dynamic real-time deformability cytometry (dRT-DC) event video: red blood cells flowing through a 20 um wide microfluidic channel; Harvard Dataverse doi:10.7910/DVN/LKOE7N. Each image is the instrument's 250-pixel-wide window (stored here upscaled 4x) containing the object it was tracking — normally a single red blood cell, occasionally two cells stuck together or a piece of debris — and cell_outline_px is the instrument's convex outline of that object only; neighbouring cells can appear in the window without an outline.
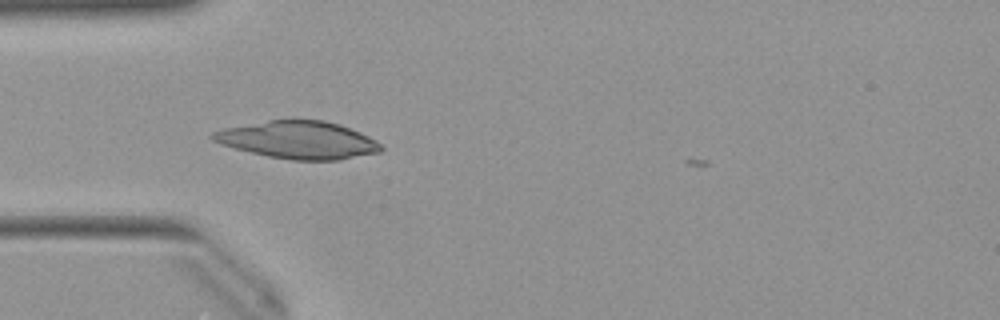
{"species": "Egyptian fruit bat (a non-hibernating species)", "species_latin": "Rousettus aegyptiacus", "temperature_condition": "warm", "stored_images_in_passage": 21, "camera_frame_rate_fps": 3000, "um_per_image_px": 0.085, "animal": {"sex": "female"}, "frame": {"image": 1, "passage_image": 2, "time_ms": 0.333, "image_size_px": [1000, 320], "cell_outline_px": [[384, 148], [380, 152], [340, 160], [292, 160], [268, 156], [220, 144], [212, 140], [208, 136], [212, 132], [224, 128], [268, 120], [324, 120], [340, 124], [360, 132], [376, 140]], "centroid_in_image_um": [25.36, 11.89], "position_along_channel_um": 59.6, "area_um2": 36.76}}